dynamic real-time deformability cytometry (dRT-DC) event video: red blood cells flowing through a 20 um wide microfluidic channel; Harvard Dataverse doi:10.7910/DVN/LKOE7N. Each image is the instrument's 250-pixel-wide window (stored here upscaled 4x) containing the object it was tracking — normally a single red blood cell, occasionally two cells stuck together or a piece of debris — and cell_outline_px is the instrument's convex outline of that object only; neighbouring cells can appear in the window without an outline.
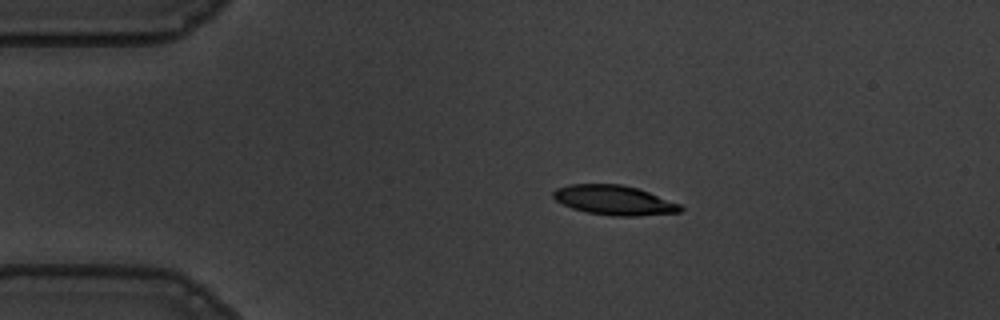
{"species": "common noctule bat (a hibernating species)", "species_latin": "Nyctalus noctula", "temperature_condition": "warm", "stored_images_in_passage": 18, "camera_frame_rate_fps": 3000, "um_per_image_px": 0.085, "animal": {"sex": "male", "body_mass_g": 19.5, "forearm_length_mm": 54.6}, "frame": {"image": 1, "passage_image": 1, "time_ms": 0.0, "image_size_px": [1000, 320], "cell_outline_px": [[684, 208], [680, 212], [636, 216], [612, 216], [588, 212], [572, 208], [556, 200], [552, 196], [552, 192], [556, 188], [572, 184], [620, 184], [636, 188], [648, 192], [680, 204]], "centroid_in_image_um": [52.19, 17.02], "position_along_channel_um": 32.8, "area_um2": 21.73}}
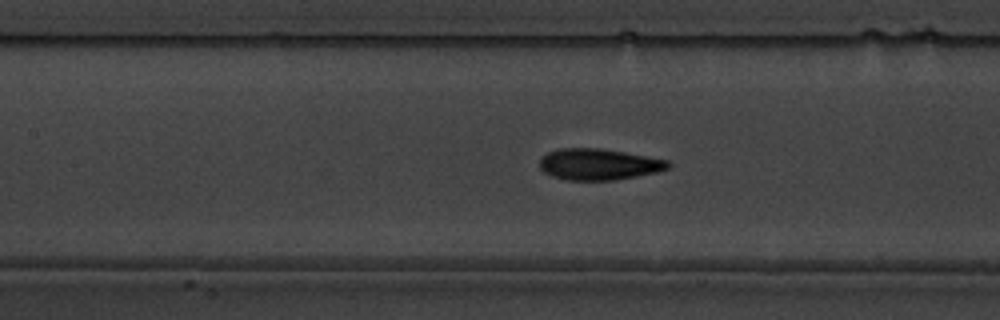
{"frame": {"image": 2, "passage_image": 15, "time_ms": 4.667, "image_size_px": [1000, 320], "cell_outline_px": [[672, 164], [668, 168], [656, 172], [636, 176], [612, 180], [564, 180], [552, 176], [544, 172], [540, 168], [540, 160], [548, 152], [560, 148], [600, 148], [624, 152], [668, 160]], "centroid_in_image_um": [50.88, 13.96], "position_along_channel_um": 156.5, "area_um2": 23.29}}
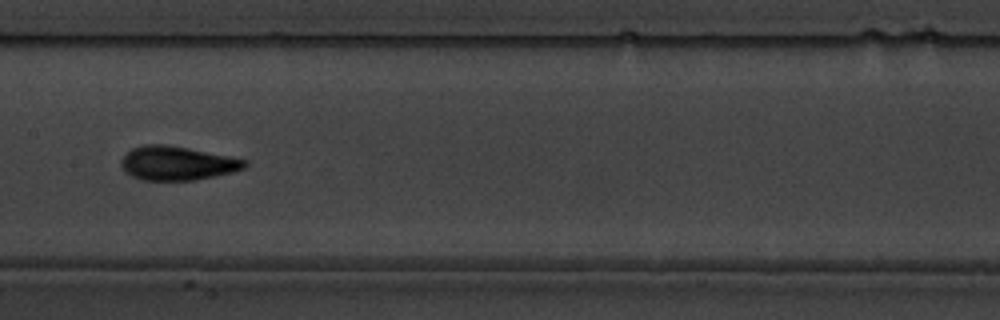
{"frame": {"image": 3, "passage_image": 18, "time_ms": 5.667, "image_size_px": [1000, 320], "cell_outline_px": [[248, 164], [244, 168], [232, 172], [192, 180], [144, 180], [132, 176], [124, 172], [120, 164], [120, 160], [132, 148], [144, 144], [168, 144], [248, 160]], "centroid_in_image_um": [15.03, 13.86], "position_along_channel_um": 192.4, "area_um2": 24.33}}